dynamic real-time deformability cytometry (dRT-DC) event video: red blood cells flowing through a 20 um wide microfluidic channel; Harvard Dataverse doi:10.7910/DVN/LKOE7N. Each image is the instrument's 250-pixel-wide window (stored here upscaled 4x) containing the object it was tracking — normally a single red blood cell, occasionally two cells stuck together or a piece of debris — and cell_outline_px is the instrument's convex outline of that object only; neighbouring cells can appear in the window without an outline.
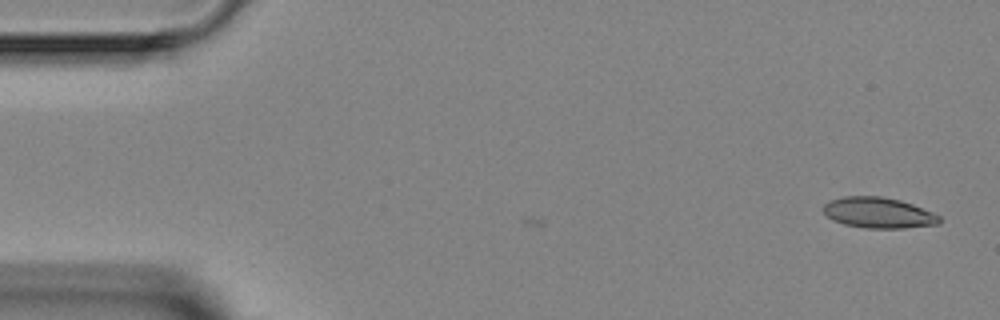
{"species": "Egyptian fruit bat (a non-hibernating species)", "species_latin": "Rousettus aegyptiacus", "temperature_condition": "room temperature", "stored_images_in_passage": 2, "camera_frame_rate_fps": 3000, "um_per_image_px": 0.085, "animal": {"sex": "female"}, "frame": {"image": 1, "passage_image": 2, "time_ms": 1.333, "image_size_px": [1000, 320], "cell_outline_px": [[940, 224], [904, 228], [864, 228], [844, 224], [832, 220], [824, 212], [824, 204], [832, 200], [844, 196], [880, 196], [900, 200], [912, 204], [932, 212], [940, 216]], "centroid_in_image_um": [74.68, 18.09], "position_along_channel_um": 10.3, "area_um2": 20.69}}